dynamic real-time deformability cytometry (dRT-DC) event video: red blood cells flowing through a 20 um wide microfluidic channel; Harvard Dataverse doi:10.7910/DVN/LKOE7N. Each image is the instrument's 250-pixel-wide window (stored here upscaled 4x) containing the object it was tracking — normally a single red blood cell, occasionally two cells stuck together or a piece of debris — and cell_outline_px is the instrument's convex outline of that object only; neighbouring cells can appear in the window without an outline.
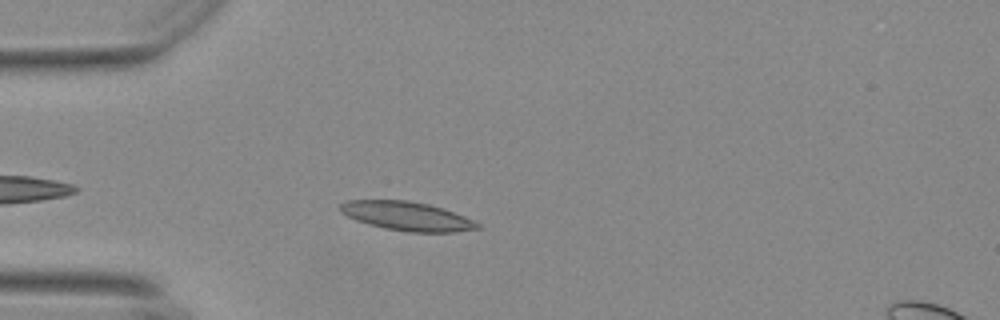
{"species": "Egyptian fruit bat (a non-hibernating species)", "species_latin": "Rousettus aegyptiacus", "temperature_condition": "warm", "stored_images_in_passage": 38, "camera_frame_rate_fps": 3000, "um_per_image_px": 0.085, "animal": {"sex": "female"}, "frame": {"image": 1, "passage_image": 5, "time_ms": 1.333, "image_size_px": [1000, 320], "cell_outline_px": [[480, 228], [456, 232], [408, 232], [384, 228], [356, 220], [340, 212], [340, 204], [348, 200], [408, 200], [428, 204], [444, 208], [464, 216], [480, 224]], "centroid_in_image_um": [34.6, 18.37], "position_along_channel_um": 50.4, "area_um2": 23.06}}
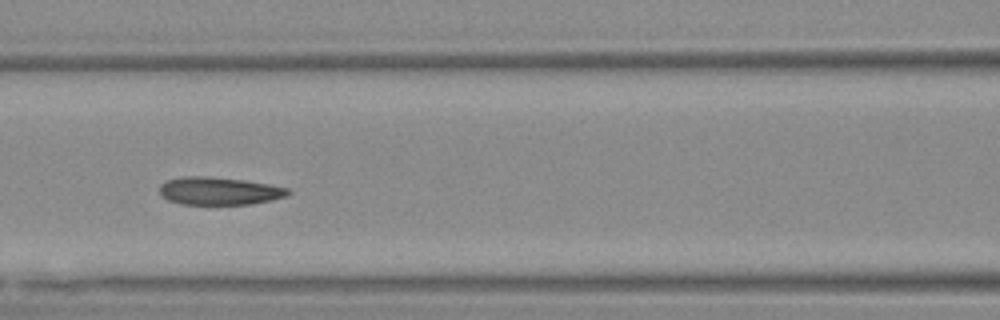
{"frame": {"image": 2, "passage_image": 14, "time_ms": 4.333, "image_size_px": [1000, 320], "cell_outline_px": [[292, 192], [288, 196], [272, 200], [252, 204], [180, 204], [168, 200], [160, 192], [160, 184], [168, 180], [180, 176], [204, 176], [240, 180], [268, 184], [288, 188]], "centroid_in_image_um": [18.64, 16.24], "position_along_channel_um": 148.0, "area_um2": 20.69}}
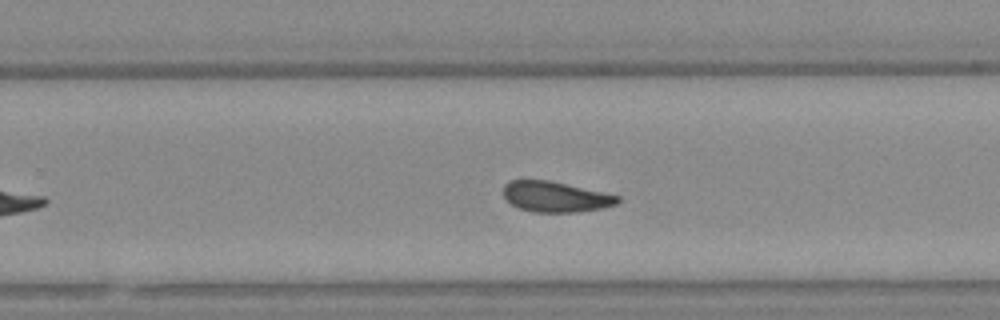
{"frame": {"image": 3, "passage_image": 25, "time_ms": 8.0, "image_size_px": [1000, 320], "cell_outline_px": [[620, 200], [616, 204], [604, 208], [580, 212], [532, 212], [520, 208], [512, 204], [504, 196], [504, 184], [508, 180], [548, 180], [604, 192], [620, 196]], "centroid_in_image_um": [47.24, 16.73], "position_along_channel_um": 282.6, "area_um2": 20.35}, "authors_computed_cell_mechanics": {"area_um2": 21.5016, "velocity_mm_per_s": 3.6859, "shape_relaxation_time_tau1_ms": 8.1983, "shape_relaxation_time_tau2_ms": 2.5728, "deformation_change_tau1": 0.1575, "deformation_change_tau2": 0.0782}}